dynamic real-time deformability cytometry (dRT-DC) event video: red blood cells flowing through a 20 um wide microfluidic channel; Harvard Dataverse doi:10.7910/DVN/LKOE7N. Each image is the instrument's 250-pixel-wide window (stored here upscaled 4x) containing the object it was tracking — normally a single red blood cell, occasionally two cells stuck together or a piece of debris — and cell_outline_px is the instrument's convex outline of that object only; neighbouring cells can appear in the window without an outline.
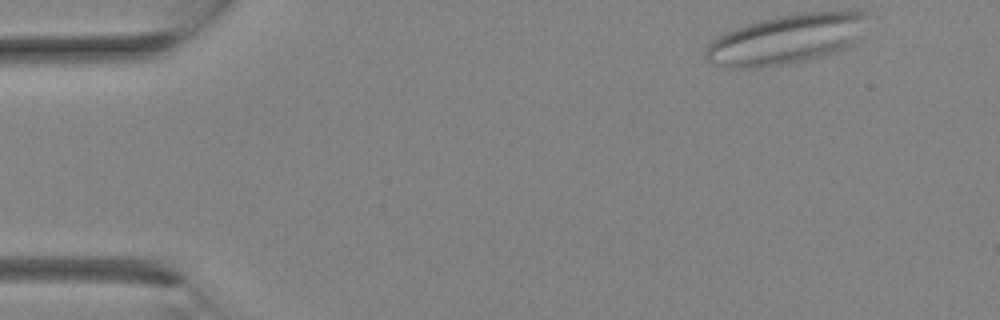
{"species": "Egyptian fruit bat (a non-hibernating species)", "species_latin": "Rousettus aegyptiacus", "temperature_condition": "room temperature", "stored_images_in_passage": 10, "camera_frame_rate_fps": 3000, "um_per_image_px": 0.085, "animal": {"sex": "female"}, "frame": {"image": 1, "passage_image": 1, "time_ms": 0.0, "image_size_px": [1000, 320], "cell_outline_px": [[868, 16], [856, 40], [852, 44], [836, 52], [788, 64], [760, 68], [720, 68], [712, 64], [704, 56], [704, 52], [708, 44], [716, 36], [724, 32], [760, 20], [800, 12], [864, 12]], "centroid_in_image_um": [66.73, 3.36], "position_along_channel_um": 18.3, "area_um2": 46.59}}